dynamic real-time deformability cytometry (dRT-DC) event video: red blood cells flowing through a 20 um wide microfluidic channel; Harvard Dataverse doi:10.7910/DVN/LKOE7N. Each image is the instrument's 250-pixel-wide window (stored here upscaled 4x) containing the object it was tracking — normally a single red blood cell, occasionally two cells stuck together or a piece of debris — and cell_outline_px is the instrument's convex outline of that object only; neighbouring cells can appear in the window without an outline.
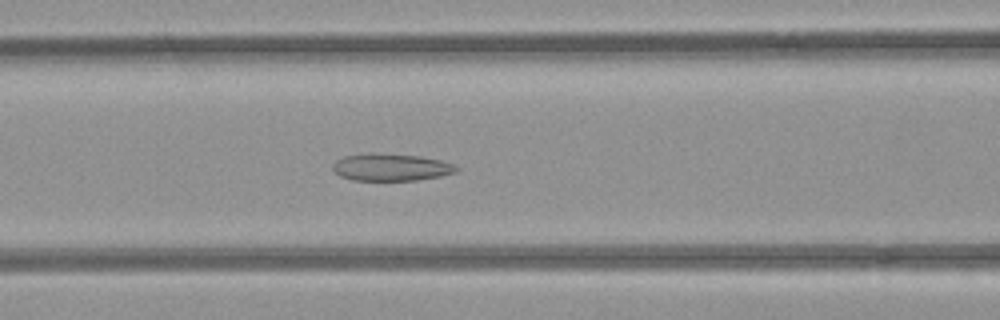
{"species": "common noctule bat (a hibernating species)", "species_latin": "Nyctalus noctula", "temperature_condition": "room temperature", "stored_images_in_passage": 54, "camera_frame_rate_fps": 3000, "um_per_image_px": 0.085, "animal": {"sex": "female", "body_mass_g": 21.9}, "frame": {"image": 1, "passage_image": 22, "time_ms": 7.0, "image_size_px": [1000, 320], "cell_outline_px": [[460, 168], [456, 172], [440, 176], [416, 180], [352, 180], [340, 176], [332, 168], [332, 164], [336, 160], [344, 156], [420, 156], [440, 160], [452, 164]], "centroid_in_image_um": [33.27, 14.27], "position_along_channel_um": 133.3, "area_um2": 18.55}}
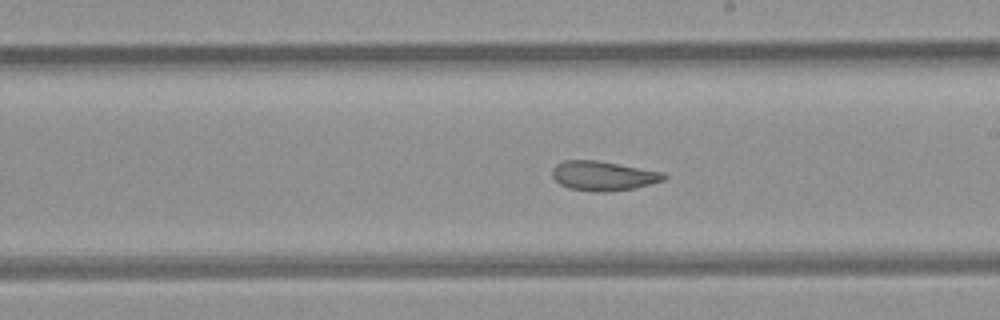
{"frame": {"image": 2, "passage_image": 30, "time_ms": 9.667, "image_size_px": [1000, 320], "cell_outline_px": [[668, 176], [664, 180], [636, 188], [604, 192], [592, 192], [568, 188], [560, 184], [552, 176], [552, 168], [556, 164], [564, 160], [596, 160], [664, 172]], "centroid_in_image_um": [51.27, 14.95], "position_along_channel_um": 237.7, "area_um2": 19.31}}
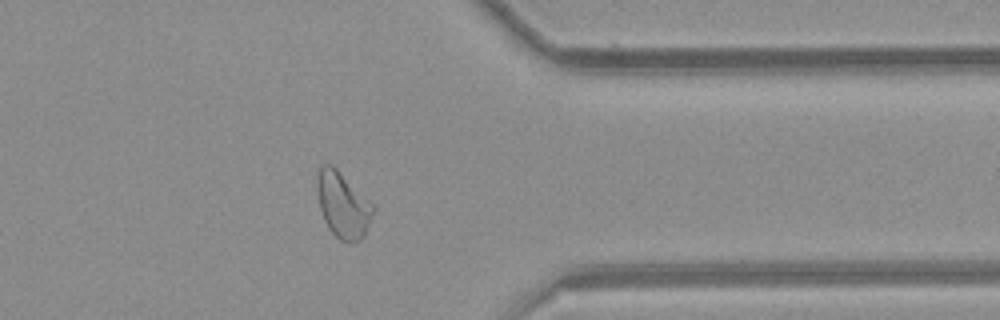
{"frame": {"image": 3, "passage_image": 42, "time_ms": 13.667, "image_size_px": [1000, 320], "cell_outline_px": [[376, 208], [364, 236], [360, 240], [352, 244], [340, 240], [328, 228], [324, 220], [320, 208], [316, 188], [316, 176], [320, 164], [332, 164]], "centroid_in_image_um": [29.12, 17.43], "position_along_channel_um": 382.3, "area_um2": 21.5}, "authors_computed_cell_mechanics": {"area_um2": 22.1663, "velocity_mm_per_s": 3.9184, "shape_relaxation_time_tau1_ms": null, "shape_relaxation_time_tau2_ms": 2.567, "deformation_change_tau1": null, "deformation_change_tau2": 0.098}}